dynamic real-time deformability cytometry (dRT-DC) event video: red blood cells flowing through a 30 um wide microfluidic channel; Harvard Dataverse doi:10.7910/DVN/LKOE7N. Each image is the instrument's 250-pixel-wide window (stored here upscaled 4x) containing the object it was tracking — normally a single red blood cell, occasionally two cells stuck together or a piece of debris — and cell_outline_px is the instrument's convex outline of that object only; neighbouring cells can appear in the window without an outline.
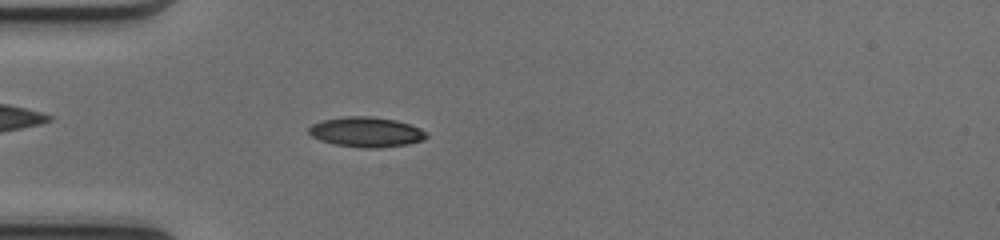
{"species": "common noctule bat (a hibernating species)", "species_latin": "Nyctalus noctula", "temperature_condition": "cold", "stored_images_in_passage": 50, "camera_frame_rate_fps": 3000, "um_per_image_px": 0.085, "animal": {"sex": "female", "body_mass_g": 17.0, "forearm_length_mm": 48.0}, "frame": {"image": 1, "passage_image": 15, "time_ms": 4.667, "image_size_px": [1000, 240], "cell_outline_px": [[428, 136], [424, 140], [408, 144], [380, 148], [360, 148], [332, 144], [320, 140], [312, 136], [308, 132], [308, 128], [312, 124], [320, 120], [344, 116], [372, 116], [396, 120], [420, 128], [428, 132]], "centroid_in_image_um": [31.12, 11.22], "position_along_channel_um": 53.9, "area_um2": 20.92}}
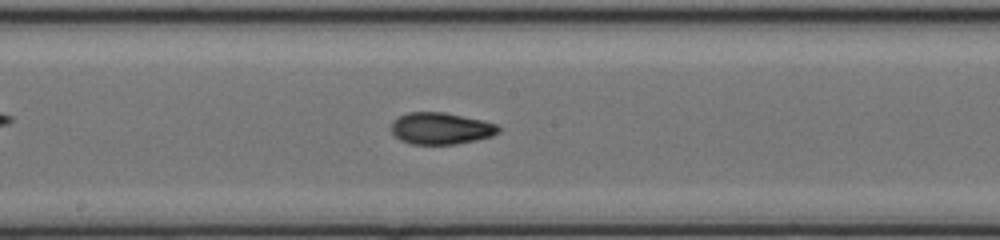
{"frame": {"image": 2, "passage_image": 27, "time_ms": 8.667, "image_size_px": [1000, 240], "cell_outline_px": [[500, 132], [492, 136], [476, 140], [456, 144], [412, 144], [400, 140], [392, 132], [392, 120], [408, 112], [444, 112], [484, 120], [496, 124], [500, 128]], "centroid_in_image_um": [37.49, 10.91], "position_along_channel_um": 210.7, "area_um2": 19.88}}
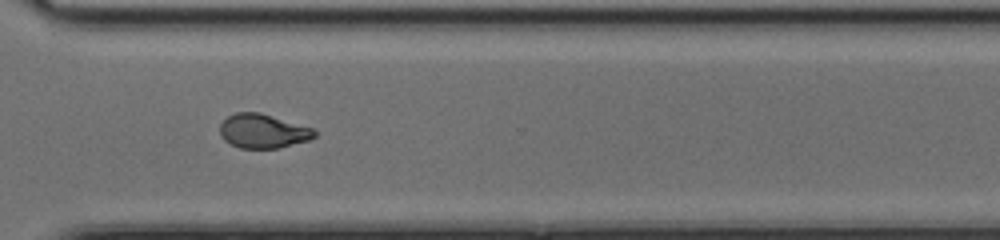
{"frame": {"image": 3, "passage_image": 37, "time_ms": 12.0, "image_size_px": [1000, 240], "cell_outline_px": [[316, 136], [308, 140], [280, 148], [240, 148], [224, 140], [220, 132], [220, 124], [228, 116], [236, 112], [260, 112], [312, 128], [316, 132]], "centroid_in_image_um": [22.34, 11.14], "position_along_channel_um": 348.3, "area_um2": 18.67}, "authors_computed_cell_mechanics": {"area_um2": 19.363, "velocity_mm_per_s": 4.1404, "shape_relaxation_time_tau1_ms": 8.6123, "shape_relaxation_time_tau2_ms": 1.3919, "deformation_change_tau1": 0.2457, "deformation_change_tau2": 0.0592}}